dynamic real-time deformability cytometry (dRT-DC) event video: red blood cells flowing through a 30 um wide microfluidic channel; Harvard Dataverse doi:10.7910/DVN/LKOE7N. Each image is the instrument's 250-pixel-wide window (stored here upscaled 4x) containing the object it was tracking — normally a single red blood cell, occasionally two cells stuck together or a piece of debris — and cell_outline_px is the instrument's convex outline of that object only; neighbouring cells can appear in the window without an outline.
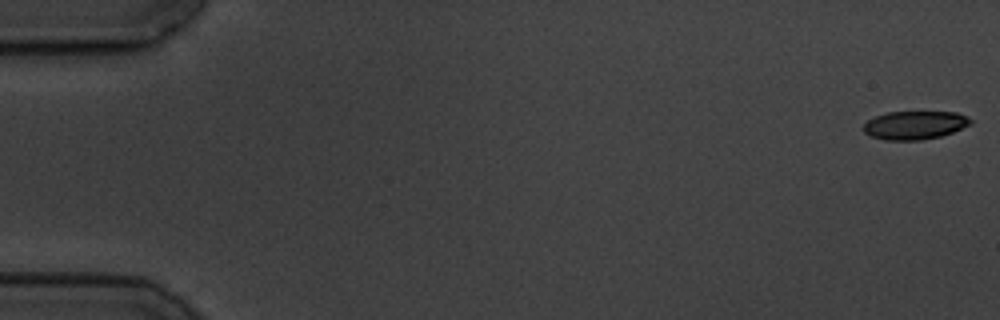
{"species": "common noctule bat (a hibernating species)", "species_latin": "Nyctalus noctula", "temperature_condition": "cold", "stored_images_in_passage": 7, "camera_frame_rate_fps": 3000, "um_per_image_px": 0.085, "animal": {"sex": "male", "body_mass_g": 19.5, "forearm_length_mm": 54.6}, "frame": {"image": 1, "passage_image": 1, "time_ms": 0.0, "image_size_px": [1000, 320], "cell_outline_px": [[972, 124], [952, 132], [940, 136], [920, 140], [884, 140], [872, 136], [864, 132], [864, 124], [868, 120], [876, 116], [888, 112], [956, 112], [968, 116], [972, 120]], "centroid_in_image_um": [77.78, 10.63], "position_along_channel_um": 7.2, "area_um2": 17.63}}
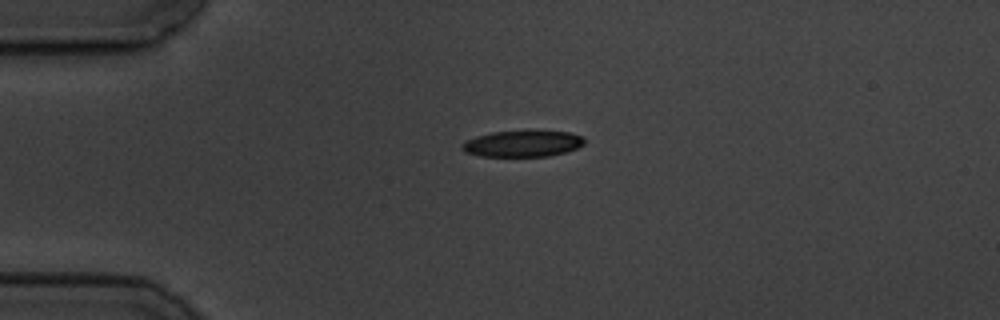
{"frame": {"image": 2, "passage_image": 5, "time_ms": 4.333, "image_size_px": [1000, 320], "cell_outline_px": [[584, 144], [576, 148], [564, 152], [548, 156], [480, 156], [464, 152], [460, 148], [460, 144], [464, 140], [476, 136], [492, 132], [568, 132], [580, 136], [584, 140]], "centroid_in_image_um": [44.32, 12.23], "position_along_channel_um": 40.7, "area_um2": 18.38}}
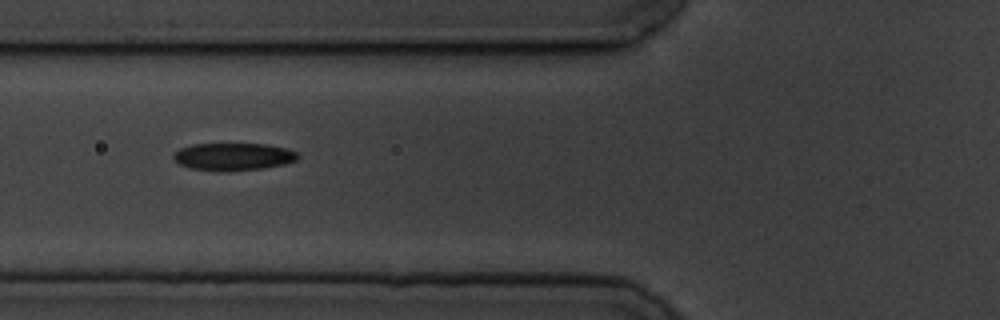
{"frame": {"image": 3, "passage_image": 7, "time_ms": 7.0, "image_size_px": [1000, 320], "cell_outline_px": [[300, 156], [296, 160], [284, 164], [264, 168], [228, 172], [220, 172], [188, 168], [180, 164], [172, 156], [180, 148], [192, 144], [264, 144], [288, 148], [296, 152]], "centroid_in_image_um": [19.84, 13.33], "position_along_channel_um": 106.0, "area_um2": 20.11}}